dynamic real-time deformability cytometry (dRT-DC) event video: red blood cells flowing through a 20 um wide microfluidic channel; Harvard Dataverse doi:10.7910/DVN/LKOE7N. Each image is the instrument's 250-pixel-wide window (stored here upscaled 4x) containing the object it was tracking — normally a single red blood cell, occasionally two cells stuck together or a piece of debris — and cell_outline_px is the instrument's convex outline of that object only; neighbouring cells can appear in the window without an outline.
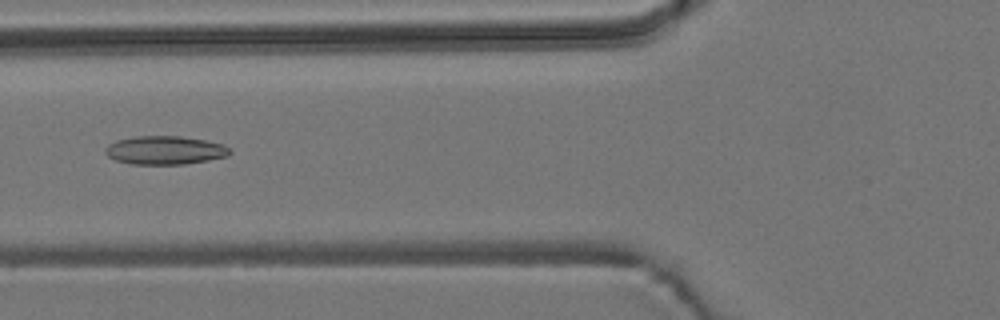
{"species": "common noctule bat (a hibernating species)", "species_latin": "Nyctalus noctula", "temperature_condition": "room temperature", "stored_images_in_passage": 9, "camera_frame_rate_fps": 3000, "um_per_image_px": 0.085, "animal": {"sex": "male", "body_mass_g": 19.2, "forearm_length_mm": 51.8}, "frame": {"image": 1, "passage_image": 6, "time_ms": 1.667, "image_size_px": [1000, 320], "cell_outline_px": [[232, 152], [228, 156], [208, 160], [184, 164], [128, 164], [116, 160], [108, 156], [104, 152], [104, 148], [108, 144], [116, 140], [136, 136], [180, 136], [204, 140], [224, 144], [232, 148]], "centroid_in_image_um": [14.03, 12.77], "position_along_channel_um": 111.8, "area_um2": 20.87}}
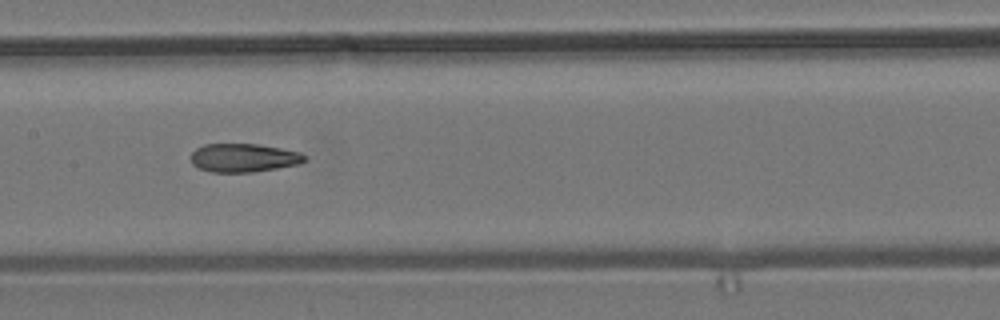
{"frame": {"image": 2, "passage_image": 8, "time_ms": 2.333, "image_size_px": [1000, 320], "cell_outline_px": [[304, 160], [296, 164], [276, 168], [252, 172], [212, 172], [200, 168], [192, 164], [192, 152], [196, 148], [204, 144], [260, 144], [300, 152], [304, 156]], "centroid_in_image_um": [20.67, 13.4], "position_along_channel_um": 186.7, "area_um2": 18.61}}
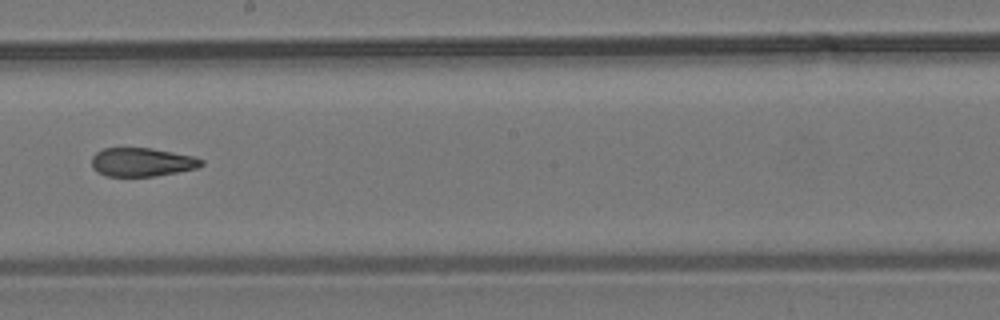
{"frame": {"image": 3, "passage_image": 9, "time_ms": 2.667, "image_size_px": [1000, 320], "cell_outline_px": [[204, 164], [200, 168], [156, 176], [104, 176], [96, 172], [92, 168], [92, 156], [96, 152], [104, 148], [152, 148], [192, 156], [204, 160]], "centroid_in_image_um": [12.07, 13.79], "position_along_channel_um": 236.1, "area_um2": 18.5}}